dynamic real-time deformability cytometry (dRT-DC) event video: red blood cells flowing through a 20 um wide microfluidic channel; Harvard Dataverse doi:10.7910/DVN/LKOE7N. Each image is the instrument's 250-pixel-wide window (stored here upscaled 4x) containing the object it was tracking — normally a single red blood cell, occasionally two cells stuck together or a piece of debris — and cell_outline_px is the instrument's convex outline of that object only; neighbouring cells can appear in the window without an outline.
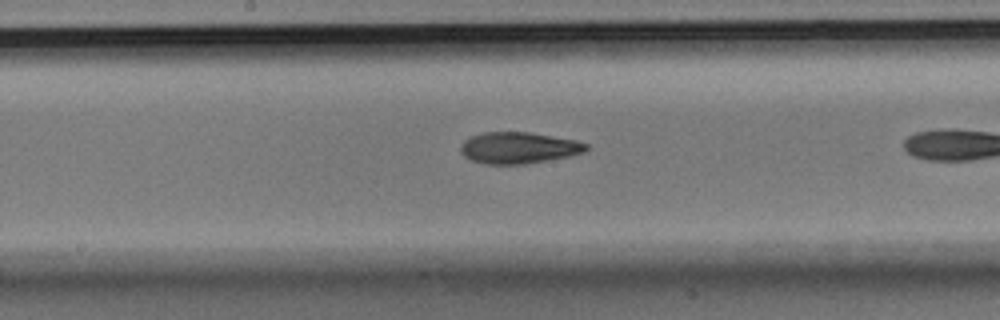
{"species": "Egyptian fruit bat (a non-hibernating species)", "species_latin": "Rousettus aegyptiacus", "temperature_condition": "room temperature", "stored_images_in_passage": 7, "camera_frame_rate_fps": 3000, "um_per_image_px": 0.085, "animal": {"sex": "male"}, "frame": {"image": 1, "passage_image": 6, "time_ms": 1.667, "image_size_px": [1000, 320], "cell_outline_px": [[588, 148], [584, 152], [568, 156], [548, 160], [524, 164], [484, 164], [472, 160], [464, 156], [460, 152], [460, 144], [464, 140], [472, 136], [484, 132], [528, 132], [576, 140], [588, 144]], "centroid_in_image_um": [44.06, 12.56], "position_along_channel_um": 204.1, "area_um2": 22.95}}